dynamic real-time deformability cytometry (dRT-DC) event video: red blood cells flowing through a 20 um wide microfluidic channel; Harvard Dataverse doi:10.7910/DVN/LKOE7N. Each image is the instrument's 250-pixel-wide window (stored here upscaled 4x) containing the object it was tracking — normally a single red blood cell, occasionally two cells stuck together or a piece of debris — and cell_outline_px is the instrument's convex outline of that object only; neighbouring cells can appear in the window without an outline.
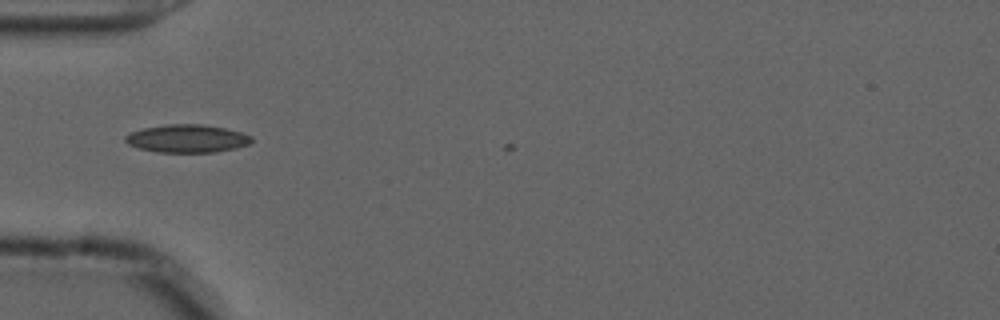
{"species": "common noctule bat (a hibernating species)", "species_latin": "Nyctalus noctula", "temperature_condition": "cold", "stored_images_in_passage": 3, "camera_frame_rate_fps": 3000, "um_per_image_px": 0.085, "animal": {"sex": "male", "forearm_length_mm": 52.5}, "frame": {"image": 1, "passage_image": 1, "time_ms": 0.0, "image_size_px": [1000, 320], "cell_outline_px": [[252, 140], [248, 144], [236, 148], [216, 152], [156, 152], [140, 148], [128, 144], [124, 140], [124, 136], [132, 132], [144, 128], [168, 124], [204, 124], [224, 128], [240, 132], [252, 136]], "centroid_in_image_um": [15.9, 11.78], "position_along_channel_um": 69.1, "area_um2": 20.46}}